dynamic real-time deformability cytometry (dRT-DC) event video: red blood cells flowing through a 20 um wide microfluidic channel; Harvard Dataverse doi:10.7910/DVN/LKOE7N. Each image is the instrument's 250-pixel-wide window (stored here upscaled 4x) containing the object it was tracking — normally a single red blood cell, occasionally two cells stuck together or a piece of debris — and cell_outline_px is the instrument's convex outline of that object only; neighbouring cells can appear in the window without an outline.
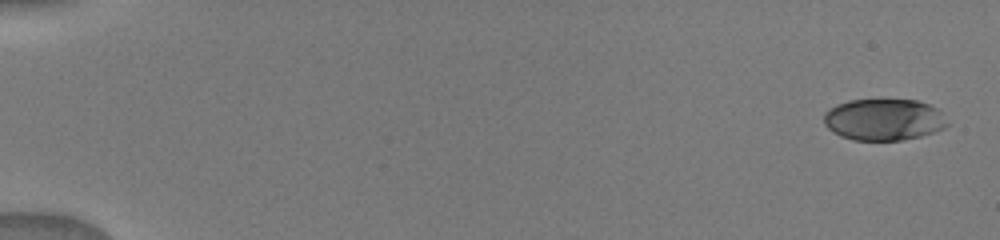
{"species": "human", "species_latin": "Homo sapiens", "temperature_condition": "warm", "stored_images_in_passage": 9, "camera_frame_rate_fps": 3000, "um_per_image_px": 0.085, "donor": {"sex": "male"}, "frame": {"image": 1, "passage_image": 1, "time_ms": 0.0, "image_size_px": [1000, 240], "cell_outline_px": [[948, 124], [944, 128], [920, 136], [900, 140], [852, 140], [840, 136], [832, 132], [824, 124], [824, 112], [836, 104], [848, 100], [916, 100], [928, 104], [936, 108]], "centroid_in_image_um": [75.06, 10.17], "position_along_channel_um": 9.9, "area_um2": 29.77}}
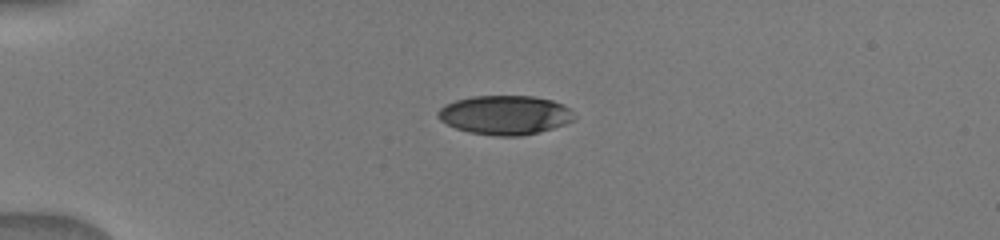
{"frame": {"image": 2, "passage_image": 6, "time_ms": 4.0, "image_size_px": [1000, 240], "cell_outline_px": [[576, 120], [540, 132], [520, 136], [496, 136], [468, 132], [456, 128], [440, 120], [436, 116], [436, 112], [444, 104], [456, 100], [472, 96], [532, 96], [552, 100], [564, 104], [576, 116]], "centroid_in_image_um": [42.92, 9.77], "position_along_channel_um": 42.1, "area_um2": 31.27}}
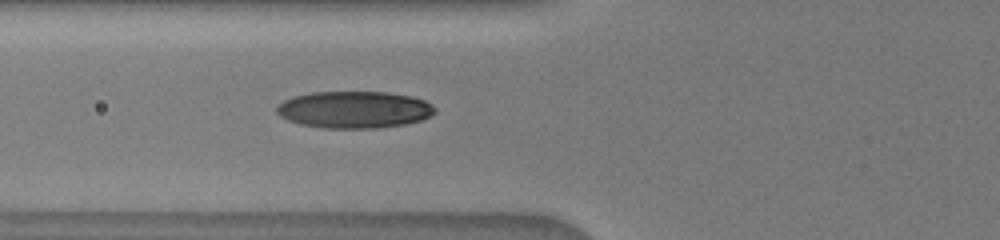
{"frame": {"image": 3, "passage_image": 9, "time_ms": 6.333, "image_size_px": [1000, 240], "cell_outline_px": [[436, 112], [432, 116], [420, 120], [404, 124], [376, 128], [324, 128], [300, 124], [288, 120], [280, 116], [276, 112], [276, 108], [284, 100], [292, 96], [312, 92], [384, 92], [412, 96], [424, 100], [432, 104], [436, 108]], "centroid_in_image_um": [30.12, 9.32], "position_along_channel_um": 95.7, "area_um2": 34.16}}